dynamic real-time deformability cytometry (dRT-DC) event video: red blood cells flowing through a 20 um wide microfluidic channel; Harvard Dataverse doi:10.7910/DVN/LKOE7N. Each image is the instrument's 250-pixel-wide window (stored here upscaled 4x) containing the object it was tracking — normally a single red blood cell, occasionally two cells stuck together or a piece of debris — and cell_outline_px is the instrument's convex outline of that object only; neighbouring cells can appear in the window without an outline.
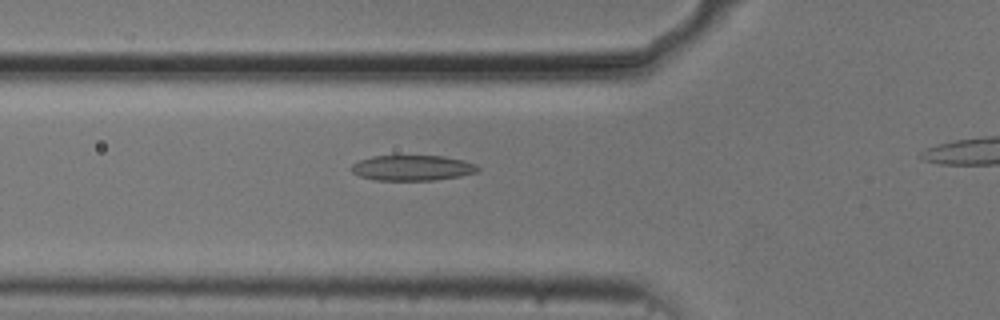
{"species": "common noctule bat (a hibernating species)", "species_latin": "Nyctalus noctula", "temperature_condition": "cold", "stored_images_in_passage": 41, "camera_frame_rate_fps": 3000, "um_per_image_px": 0.085, "animal": {"sex": "male", "body_mass_g": 20.5, "forearm_length_mm": 52.5}, "frame": {"image": 1, "passage_image": 13, "time_ms": 4.0, "image_size_px": [1000, 320], "cell_outline_px": [[480, 168], [476, 172], [460, 176], [436, 180], [376, 180], [360, 176], [352, 172], [348, 168], [352, 164], [360, 160], [372, 156], [444, 156], [464, 160], [476, 164]], "centroid_in_image_um": [35.04, 14.27], "position_along_channel_um": 90.8, "area_um2": 18.79}}
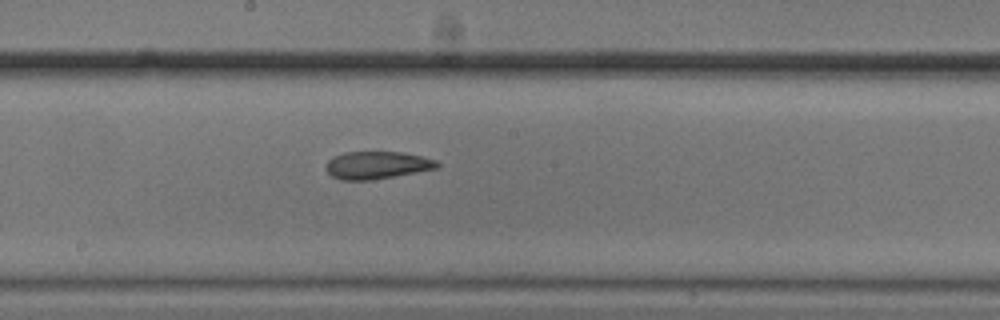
{"frame": {"image": 2, "passage_image": 23, "time_ms": 7.333, "image_size_px": [1000, 320], "cell_outline_px": [[440, 168], [372, 180], [340, 180], [332, 176], [324, 168], [328, 160], [332, 156], [344, 152], [400, 152], [420, 156], [436, 160], [440, 164]], "centroid_in_image_um": [32.02, 14.04], "position_along_channel_um": 216.2, "area_um2": 17.98}}
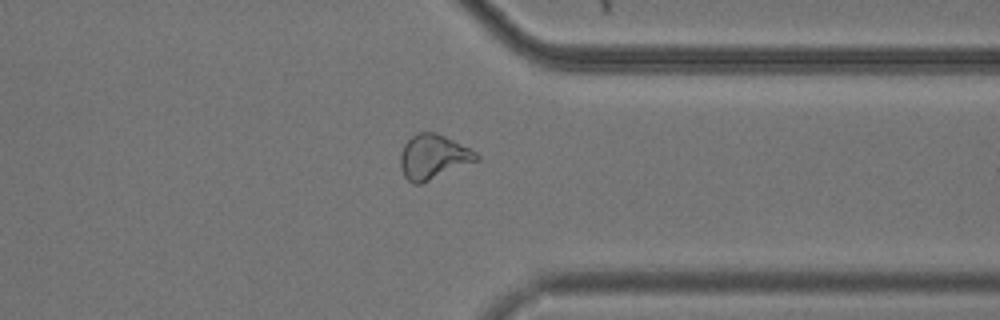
{"frame": {"image": 3, "passage_image": 36, "time_ms": 11.667, "image_size_px": [1000, 320], "cell_outline_px": [[480, 160], [420, 184], [412, 184], [404, 176], [400, 168], [400, 152], [404, 144], [416, 132], [436, 132], [476, 152], [480, 156]], "centroid_in_image_um": [36.8, 13.34], "position_along_channel_um": 374.6, "area_um2": 19.77}, "authors_computed_cell_mechanics": {"area_um2": 18.785, "velocity_mm_per_s": 3.7276, "shape_relaxation_time_tau1_ms": 7.7933, "shape_relaxation_time_tau2_ms": 2.5043, "deformation_change_tau1": 0.1808, "deformation_change_tau2": 0.1065}}